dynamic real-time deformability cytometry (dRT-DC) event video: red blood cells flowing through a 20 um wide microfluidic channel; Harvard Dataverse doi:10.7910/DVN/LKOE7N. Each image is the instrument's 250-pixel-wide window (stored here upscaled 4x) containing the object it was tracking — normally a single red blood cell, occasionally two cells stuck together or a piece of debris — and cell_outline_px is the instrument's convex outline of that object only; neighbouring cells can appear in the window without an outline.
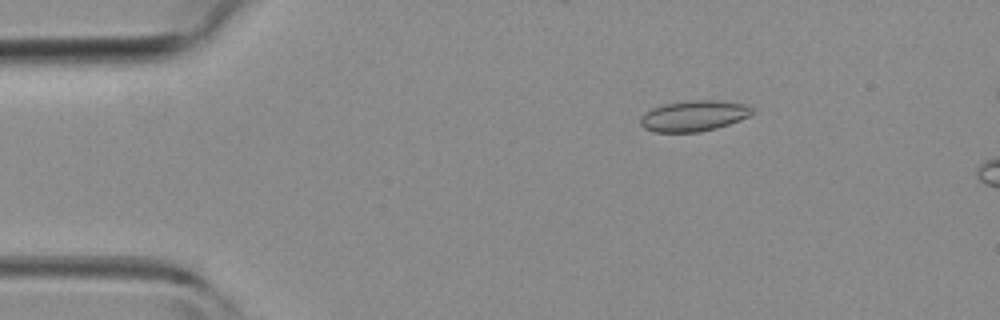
{"species": "common noctule bat (a hibernating species)", "species_latin": "Nyctalus noctula", "temperature_condition": "room temperature", "stored_images_in_passage": 6, "camera_frame_rate_fps": 3000, "um_per_image_px": 0.085, "animal": {"sex": "female", "body_mass_g": 19.3, "forearm_length_mm": 54.1}, "frame": {"image": 1, "passage_image": 2, "time_ms": 0.333, "image_size_px": [1000, 320], "cell_outline_px": [[752, 112], [748, 116], [728, 124], [716, 128], [700, 132], [652, 132], [644, 128], [640, 124], [640, 116], [644, 112], [652, 108], [664, 104], [688, 100], [724, 100], [748, 104], [752, 108]], "centroid_in_image_um": [58.94, 9.84], "position_along_channel_um": 26.1, "area_um2": 20.23}}